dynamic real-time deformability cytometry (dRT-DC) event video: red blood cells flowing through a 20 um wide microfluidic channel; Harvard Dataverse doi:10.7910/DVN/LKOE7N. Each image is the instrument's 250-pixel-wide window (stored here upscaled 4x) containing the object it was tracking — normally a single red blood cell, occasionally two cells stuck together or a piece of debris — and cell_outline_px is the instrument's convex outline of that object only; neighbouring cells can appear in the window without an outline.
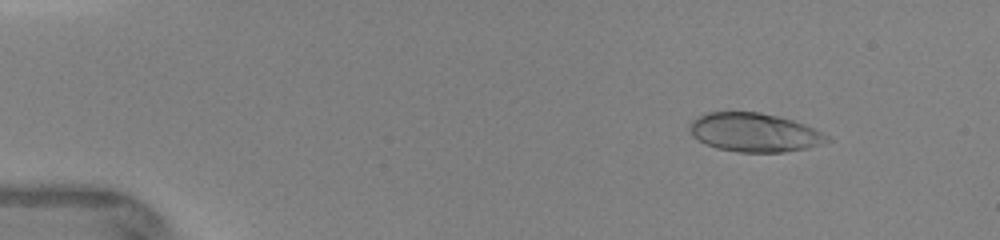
{"species": "human", "species_latin": "Homo sapiens", "temperature_condition": "warm", "stored_images_in_passage": 19, "camera_frame_rate_fps": 3000, "um_per_image_px": 0.085, "donor": {"sex": "female"}, "frame": {"image": 1, "passage_image": 6, "time_ms": 1.667, "image_size_px": [1000, 240], "cell_outline_px": [[832, 140], [808, 148], [784, 152], [740, 152], [716, 148], [692, 136], [688, 128], [692, 120], [704, 112], [760, 112], [792, 120], [804, 124], [828, 136]], "centroid_in_image_um": [64.09, 11.26], "position_along_channel_um": 20.9, "area_um2": 30.87}}
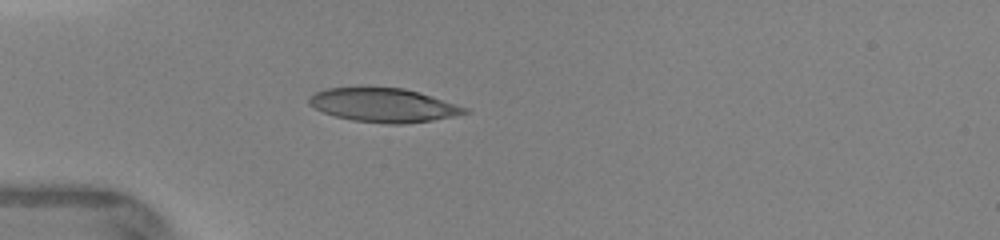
{"frame": {"image": 2, "passage_image": 14, "time_ms": 4.333, "image_size_px": [1000, 240], "cell_outline_px": [[472, 112], [432, 120], [404, 124], [388, 124], [352, 120], [336, 116], [324, 112], [308, 104], [308, 100], [316, 92], [328, 88], [404, 88], [468, 108]], "centroid_in_image_um": [32.61, 8.95], "position_along_channel_um": 52.4, "area_um2": 30.11}}